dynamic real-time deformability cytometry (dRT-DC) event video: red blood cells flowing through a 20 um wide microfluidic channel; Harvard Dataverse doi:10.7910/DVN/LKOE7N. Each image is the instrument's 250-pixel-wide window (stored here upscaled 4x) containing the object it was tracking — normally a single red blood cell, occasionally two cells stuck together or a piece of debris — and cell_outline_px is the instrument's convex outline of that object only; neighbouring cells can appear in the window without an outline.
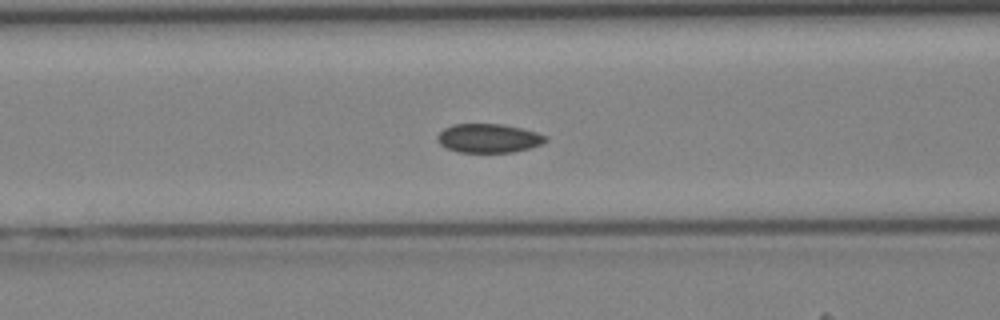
{"species": "Egyptian fruit bat (a non-hibernating species)", "species_latin": "Rousettus aegyptiacus", "temperature_condition": "cold", "stored_images_in_passage": 35, "camera_frame_rate_fps": 3000, "um_per_image_px": 0.085, "animal": {"sex": "female"}, "frame": {"image": 1, "passage_image": 9, "time_ms": 2.667, "image_size_px": [1000, 320], "cell_outline_px": [[548, 140], [540, 144], [528, 148], [512, 152], [456, 152], [440, 144], [436, 140], [436, 136], [444, 128], [452, 124], [504, 124], [536, 132], [548, 136]], "centroid_in_image_um": [41.51, 11.74], "position_along_channel_um": 125.1, "area_um2": 18.21}}
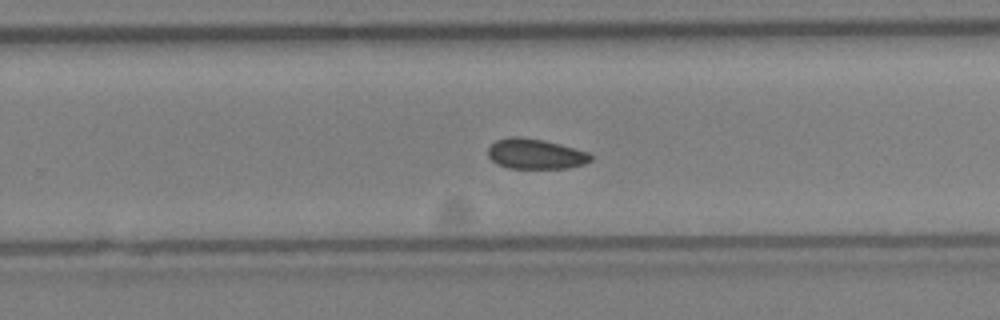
{"frame": {"image": 2, "passage_image": 19, "time_ms": 6.0, "image_size_px": [1000, 320], "cell_outline_px": [[592, 160], [584, 164], [568, 168], [508, 168], [496, 164], [488, 156], [488, 148], [496, 140], [508, 136], [516, 136], [544, 140], [560, 144], [588, 152], [592, 156]], "centroid_in_image_um": [45.5, 13.08], "position_along_channel_um": 284.3, "area_um2": 18.15}}
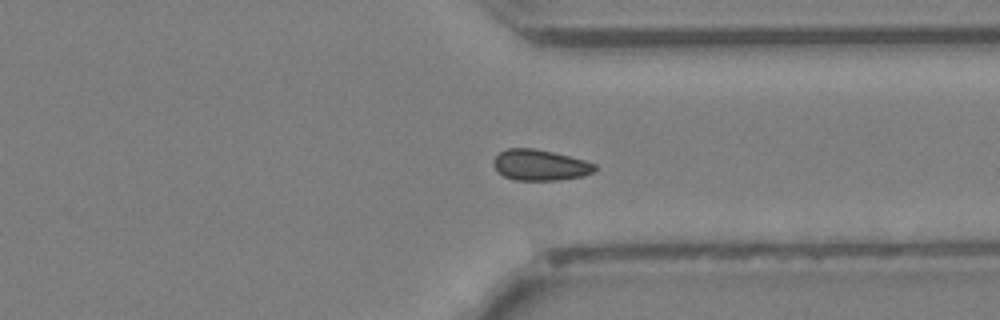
{"frame": {"image": 3, "passage_image": 24, "time_ms": 7.667, "image_size_px": [1000, 320], "cell_outline_px": [[596, 168], [592, 172], [584, 176], [556, 180], [516, 180], [504, 176], [496, 172], [492, 164], [492, 160], [500, 152], [508, 148], [532, 148], [552, 152], [584, 160], [596, 164]], "centroid_in_image_um": [45.86, 14.03], "position_along_channel_um": 365.5, "area_um2": 18.21}}